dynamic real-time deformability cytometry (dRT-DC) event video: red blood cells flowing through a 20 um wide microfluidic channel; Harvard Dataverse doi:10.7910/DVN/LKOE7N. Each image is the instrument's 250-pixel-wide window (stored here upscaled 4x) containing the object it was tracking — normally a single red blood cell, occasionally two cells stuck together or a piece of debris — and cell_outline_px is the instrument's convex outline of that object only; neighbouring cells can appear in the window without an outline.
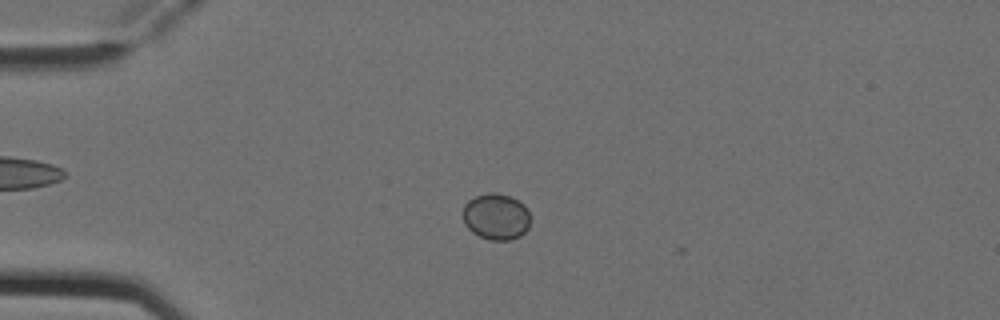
{"species": "Egyptian fruit bat (a non-hibernating species)", "species_latin": "Rousettus aegyptiacus", "temperature_condition": "cold", "stored_images_in_passage": 3, "camera_frame_rate_fps": 3000, "um_per_image_px": 0.085, "animal": {"sex": "female"}, "frame": {"image": 1, "passage_image": 3, "time_ms": 0.667, "image_size_px": [1000, 320], "cell_outline_px": [[528, 228], [520, 236], [512, 240], [492, 240], [480, 236], [472, 232], [464, 224], [464, 204], [468, 200], [476, 196], [488, 192], [496, 192], [512, 196], [524, 204], [528, 212]], "centroid_in_image_um": [42.16, 18.4], "position_along_channel_um": 42.8, "area_um2": 18.21}}